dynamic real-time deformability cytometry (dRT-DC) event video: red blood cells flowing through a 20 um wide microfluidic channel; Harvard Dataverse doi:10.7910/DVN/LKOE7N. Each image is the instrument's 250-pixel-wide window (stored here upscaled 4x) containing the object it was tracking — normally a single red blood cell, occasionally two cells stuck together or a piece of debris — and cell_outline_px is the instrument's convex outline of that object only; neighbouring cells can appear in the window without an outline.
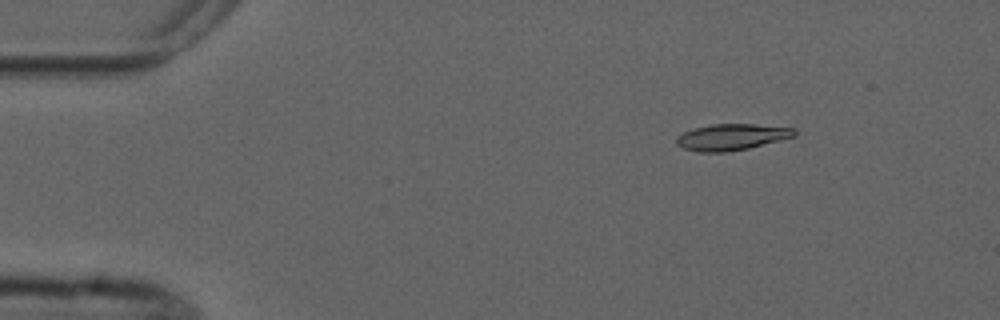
{"species": "common noctule bat (a hibernating species)", "species_latin": "Nyctalus noctula", "temperature_condition": "cold", "stored_images_in_passage": 7, "camera_frame_rate_fps": 3000, "um_per_image_px": 0.085, "animal": {"sex": "male", "forearm_length_mm": 52.5}, "frame": {"image": 1, "passage_image": 2, "time_ms": 1.333, "image_size_px": [1000, 320], "cell_outline_px": [[796, 136], [748, 148], [728, 152], [696, 152], [684, 148], [676, 144], [676, 136], [684, 132], [696, 128], [712, 124], [756, 124], [796, 128]], "centroid_in_image_um": [62.2, 11.65], "position_along_channel_um": 22.8, "area_um2": 18.09}}
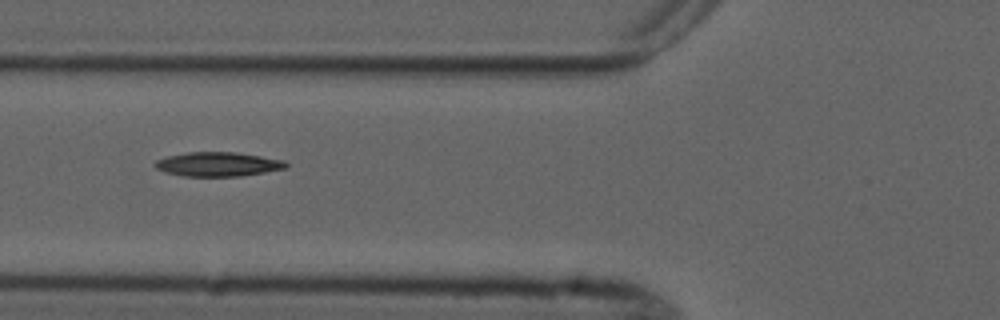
{"frame": {"image": 2, "passage_image": 5, "time_ms": 5.667, "image_size_px": [1000, 320], "cell_outline_px": [[288, 168], [240, 176], [184, 176], [164, 172], [156, 168], [152, 164], [156, 160], [168, 156], [188, 152], [236, 152], [284, 160], [288, 164]], "centroid_in_image_um": [18.51, 13.96], "position_along_channel_um": 107.3, "area_um2": 18.5}}
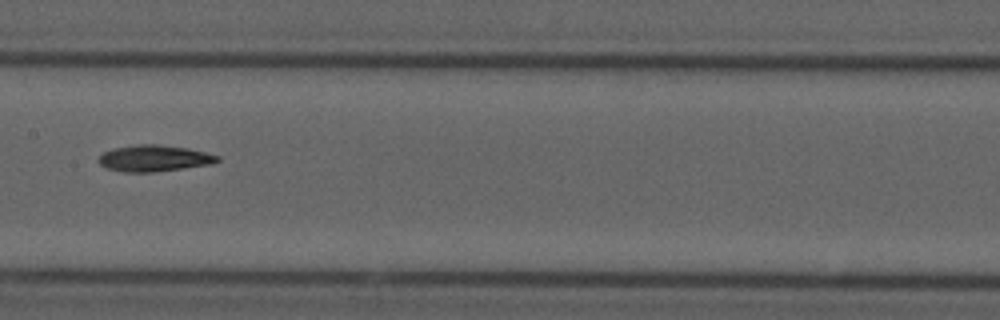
{"frame": {"image": 3, "passage_image": 7, "time_ms": 8.0, "image_size_px": [1000, 320], "cell_outline_px": [[220, 160], [208, 164], [156, 172], [120, 172], [104, 168], [100, 164], [100, 156], [104, 152], [112, 148], [136, 144], [156, 144], [188, 148], [220, 156]], "centroid_in_image_um": [13.05, 13.45], "position_along_channel_um": 194.3, "area_um2": 18.21}}